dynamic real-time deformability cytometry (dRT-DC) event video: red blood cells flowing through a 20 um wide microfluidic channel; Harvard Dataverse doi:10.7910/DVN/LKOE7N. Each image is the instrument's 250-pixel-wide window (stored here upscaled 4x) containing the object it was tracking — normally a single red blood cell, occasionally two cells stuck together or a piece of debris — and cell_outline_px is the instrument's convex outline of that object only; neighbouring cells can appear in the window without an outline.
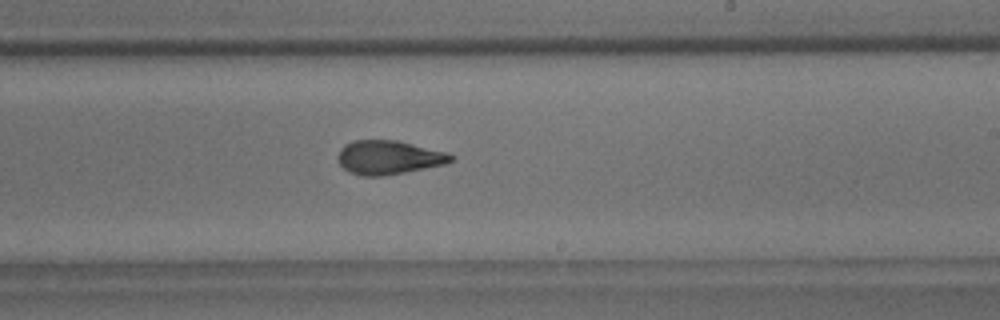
{"species": "common noctule bat (a hibernating species)", "species_latin": "Nyctalus noctula", "temperature_condition": "room temperature", "stored_images_in_passage": 36, "camera_frame_rate_fps": 3000, "um_per_image_px": 0.085, "animal": {"sex": "male", "body_mass_g": 18.8}, "frame": {"image": 1, "passage_image": 15, "time_ms": 4.667, "image_size_px": [1000, 320], "cell_outline_px": [[456, 156], [452, 160], [444, 164], [384, 176], [360, 176], [348, 172], [340, 164], [336, 156], [340, 148], [344, 144], [352, 140], [396, 140], [448, 152]], "centroid_in_image_um": [33.0, 13.37], "position_along_channel_um": 256.0, "area_um2": 22.48}}
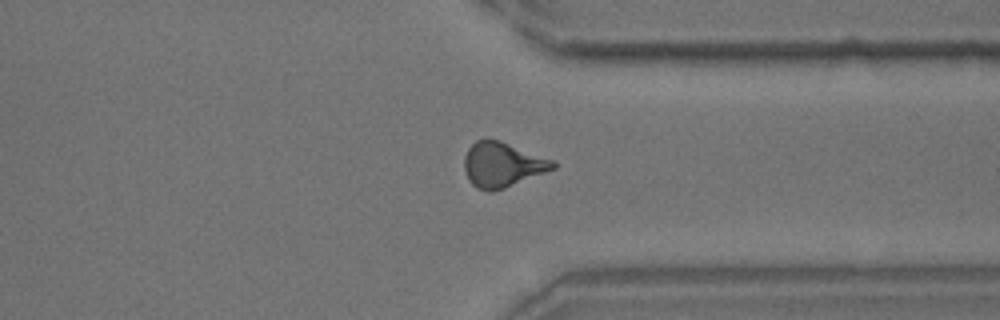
{"frame": {"image": 2, "passage_image": 24, "time_ms": 7.667, "image_size_px": [1000, 320], "cell_outline_px": [[556, 168], [504, 188], [492, 192], [488, 192], [476, 188], [468, 180], [464, 168], [464, 156], [468, 148], [476, 140], [500, 140], [552, 160], [556, 164]], "centroid_in_image_um": [42.66, 14.01], "position_along_channel_um": 368.7, "area_um2": 23.0}}
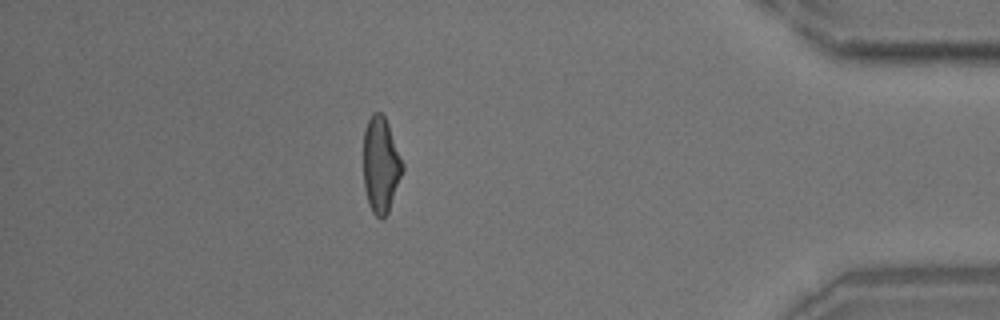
{"frame": {"image": 3, "passage_image": 30, "time_ms": 9.667, "image_size_px": [1000, 320], "cell_outline_px": [[404, 168], [388, 212], [380, 220], [372, 212], [368, 204], [364, 188], [364, 128], [372, 112], [380, 112], [384, 116], [388, 124], [404, 164]], "centroid_in_image_um": [32.36, 14.01], "position_along_channel_um": 402.8, "area_um2": 21.79}}